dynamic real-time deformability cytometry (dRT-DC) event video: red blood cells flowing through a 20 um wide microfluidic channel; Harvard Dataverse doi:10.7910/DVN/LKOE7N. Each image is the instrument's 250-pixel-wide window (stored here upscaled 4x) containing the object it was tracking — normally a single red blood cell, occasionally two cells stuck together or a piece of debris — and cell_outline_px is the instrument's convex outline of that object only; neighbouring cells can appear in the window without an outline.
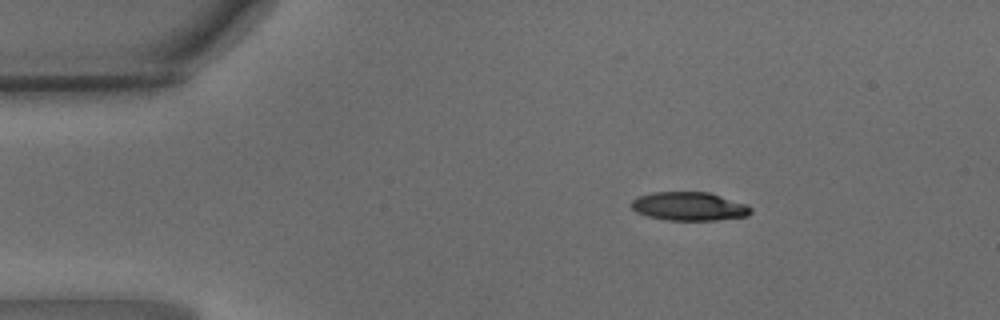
{"species": "common noctule bat (a hibernating species)", "species_latin": "Nyctalus noctula", "temperature_condition": "warm", "stored_images_in_passage": 42, "camera_frame_rate_fps": 3000, "um_per_image_px": 0.085, "animal": {"sex": "male", "body_mass_g": 15.6}, "frame": {"image": 1, "passage_image": 1, "time_ms": 0.0, "image_size_px": [1000, 320], "cell_outline_px": [[752, 212], [748, 216], [716, 220], [664, 220], [648, 216], [636, 212], [632, 208], [632, 200], [636, 196], [652, 192], [708, 192], [748, 204], [752, 208]], "centroid_in_image_um": [58.59, 17.54], "position_along_channel_um": 26.4, "area_um2": 20.06}}
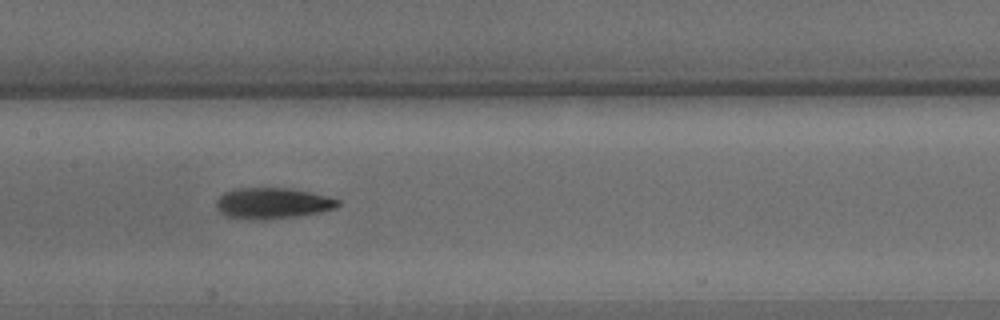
{"frame": {"image": 2, "passage_image": 17, "time_ms": 5.333, "image_size_px": [1000, 320], "cell_outline_px": [[340, 204], [336, 208], [320, 212], [296, 216], [264, 220], [260, 220], [224, 216], [216, 208], [216, 200], [224, 192], [236, 188], [292, 188], [312, 192], [328, 196], [340, 200]], "centroid_in_image_um": [23.17, 17.27], "position_along_channel_um": 184.2, "area_um2": 22.14}}
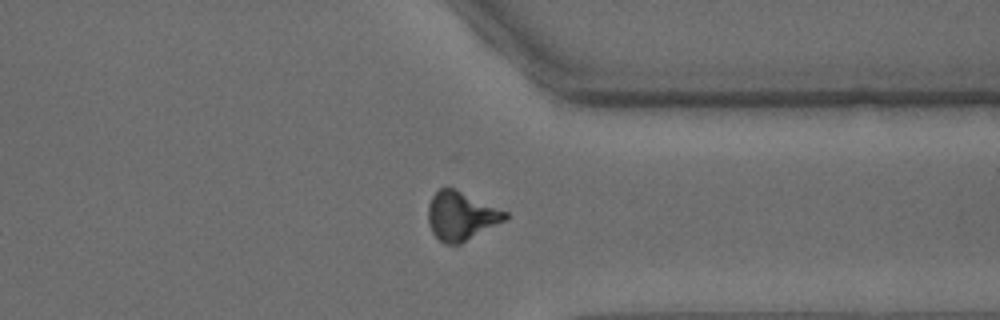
{"frame": {"image": 3, "passage_image": 31, "time_ms": 10.0, "image_size_px": [1000, 320], "cell_outline_px": [[508, 216], [504, 220], [460, 244], [448, 244], [440, 240], [432, 232], [428, 224], [428, 204], [432, 196], [440, 188], [456, 188], [508, 212]], "centroid_in_image_um": [39.17, 18.33], "position_along_channel_um": 372.2, "area_um2": 21.68}, "authors_computed_cell_mechanics": {"area_um2": 21.2993, "velocity_mm_per_s": 4.0947, "shape_relaxation_time_tau1_ms": 3.8938, "shape_relaxation_time_tau2_ms": 4.0692, "deformation_change_tau1": 0.167, "deformation_change_tau2": 0.132}}